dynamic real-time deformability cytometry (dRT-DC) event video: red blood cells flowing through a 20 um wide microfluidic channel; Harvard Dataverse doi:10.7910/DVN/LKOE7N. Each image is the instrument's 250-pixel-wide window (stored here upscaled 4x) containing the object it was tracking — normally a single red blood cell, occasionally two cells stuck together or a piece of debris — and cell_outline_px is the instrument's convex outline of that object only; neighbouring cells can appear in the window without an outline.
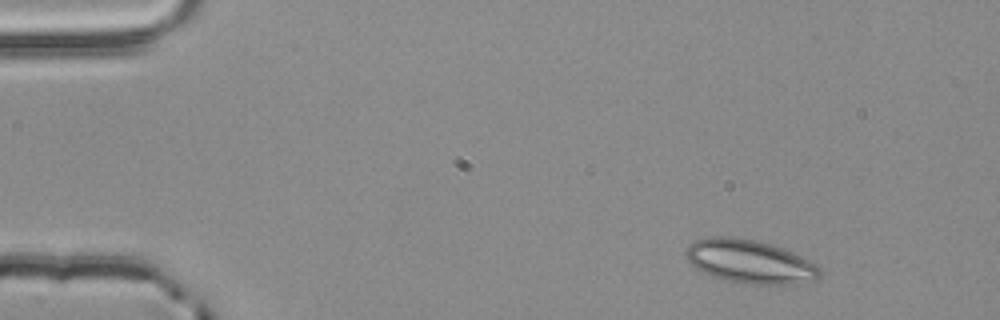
{"species": "common noctule bat (a hibernating species)", "species_latin": "Nyctalus noctula", "temperature_condition": "room temperature", "stored_images_in_passage": 5, "segment_of_instrument_passage": [2, 2], "camera_frame_rate_fps": 3000, "um_per_image_px": 0.085, "animal": {"sex": "male", "body_mass_g": 20.4}, "frame": {"image": 1, "passage_image": 5, "time_ms": 1.333, "image_size_px": [1000, 320], "cell_outline_px": [[820, 280], [796, 284], [748, 284], [728, 280], [704, 272], [696, 268], [684, 256], [684, 252], [688, 244], [696, 240], [708, 236], [732, 236], [756, 240], [772, 244], [784, 248], [808, 260], [820, 268]], "centroid_in_image_um": [63.74, 22.22], "position_along_channel_um": 21.3, "area_um2": 34.1}}